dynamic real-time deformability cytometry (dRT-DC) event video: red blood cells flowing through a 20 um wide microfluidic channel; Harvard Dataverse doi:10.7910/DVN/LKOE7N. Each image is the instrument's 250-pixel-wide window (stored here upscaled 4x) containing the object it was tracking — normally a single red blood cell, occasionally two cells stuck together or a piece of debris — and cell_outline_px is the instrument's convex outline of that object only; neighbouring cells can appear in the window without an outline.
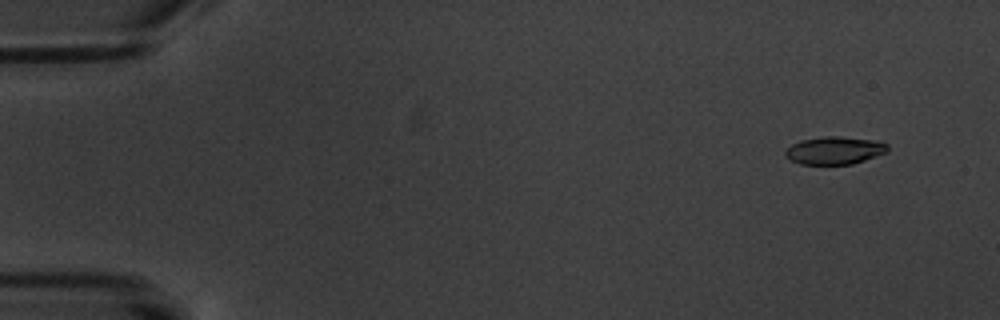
{"species": "common noctule bat (a hibernating species)", "species_latin": "Nyctalus noctula", "temperature_condition": "warm", "stored_images_in_passage": 6, "camera_frame_rate_fps": 3000, "um_per_image_px": 0.085, "animal": {"sex": "male", "body_mass_g": 20.1, "forearm_length_mm": 53.5}, "frame": {"image": 1, "passage_image": 2, "time_ms": 1.0, "image_size_px": [1000, 320], "cell_outline_px": [[888, 152], [852, 164], [800, 164], [784, 156], [784, 152], [792, 144], [800, 140], [824, 136], [840, 136], [880, 140], [888, 144]], "centroid_in_image_um": [70.97, 12.77], "position_along_channel_um": 14.0, "area_um2": 16.7}}
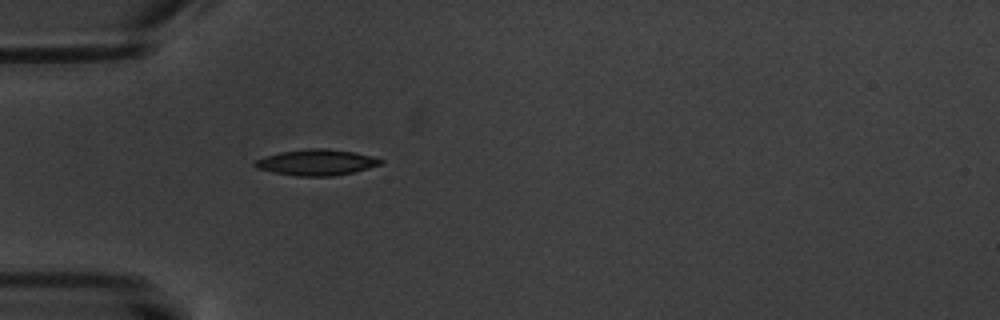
{"frame": {"image": 2, "passage_image": 6, "time_ms": 5.667, "image_size_px": [1000, 320], "cell_outline_px": [[384, 160], [380, 164], [368, 168], [352, 172], [332, 176], [296, 176], [272, 172], [256, 168], [252, 164], [256, 160], [264, 156], [280, 152], [308, 148], [324, 148], [352, 152], [372, 156]], "centroid_in_image_um": [26.85, 13.8], "position_along_channel_um": 58.2, "area_um2": 18.9}}